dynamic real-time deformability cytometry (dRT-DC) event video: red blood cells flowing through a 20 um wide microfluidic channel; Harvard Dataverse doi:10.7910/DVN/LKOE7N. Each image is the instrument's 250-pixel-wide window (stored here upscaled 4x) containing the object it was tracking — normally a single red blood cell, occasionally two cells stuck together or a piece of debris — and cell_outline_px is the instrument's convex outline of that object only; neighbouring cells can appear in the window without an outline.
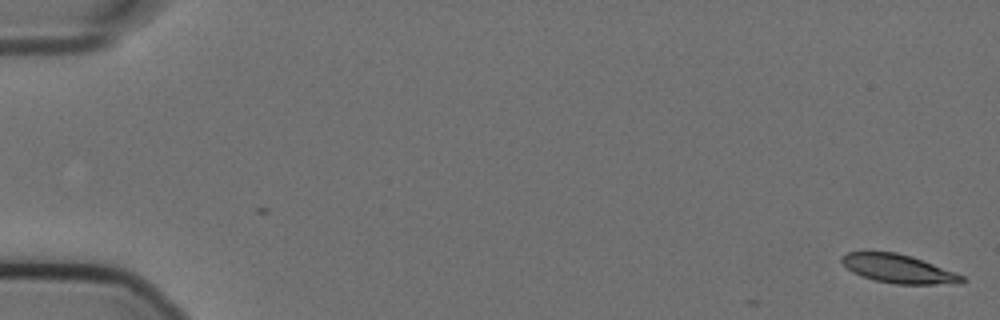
{"species": "Egyptian fruit bat (a non-hibernating species)", "species_latin": "Rousettus aegyptiacus", "temperature_condition": "cold", "stored_images_in_passage": 5, "camera_frame_rate_fps": 3000, "um_per_image_px": 0.085, "animal": {"sex": "female"}, "frame": {"image": 1, "passage_image": 5, "time_ms": 1.333, "image_size_px": [1000, 320], "cell_outline_px": [[968, 280], [964, 284], [896, 284], [876, 280], [860, 276], [852, 272], [840, 260], [840, 256], [848, 252], [896, 252], [912, 256], [964, 276]], "centroid_in_image_um": [76.4, 22.85], "position_along_channel_um": 8.6, "area_um2": 20.06}}